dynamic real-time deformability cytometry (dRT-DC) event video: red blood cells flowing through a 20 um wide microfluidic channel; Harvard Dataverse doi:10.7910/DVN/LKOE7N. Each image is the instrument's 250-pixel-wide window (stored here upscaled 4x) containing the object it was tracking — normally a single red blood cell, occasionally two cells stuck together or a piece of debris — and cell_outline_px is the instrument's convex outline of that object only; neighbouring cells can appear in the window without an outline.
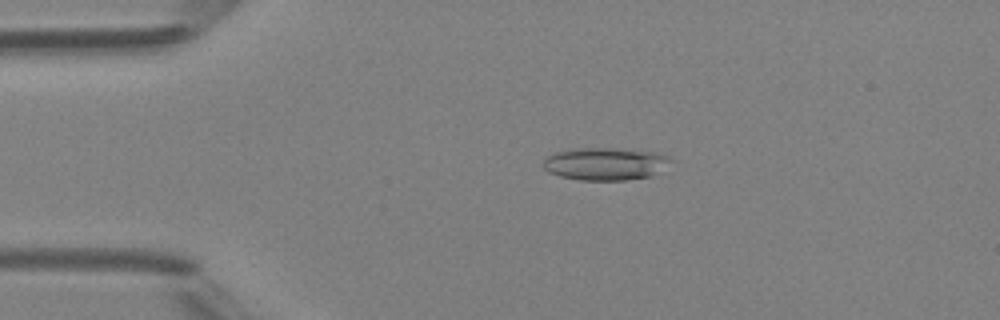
{"species": "Egyptian fruit bat (a non-hibernating species)", "species_latin": "Rousettus aegyptiacus", "temperature_condition": "room temperature", "stored_images_in_passage": 5, "camera_frame_rate_fps": 3000, "um_per_image_px": 0.085, "animal": {"sex": "female"}, "frame": {"image": 1, "passage_image": 3, "time_ms": 2.333, "image_size_px": [1000, 320], "cell_outline_px": [[672, 160], [652, 176], [624, 180], [580, 180], [560, 176], [548, 172], [544, 168], [544, 156], [568, 148], [616, 148], [656, 152], [668, 156]], "centroid_in_image_um": [51.4, 13.91], "position_along_channel_um": 33.6, "area_um2": 24.28}}